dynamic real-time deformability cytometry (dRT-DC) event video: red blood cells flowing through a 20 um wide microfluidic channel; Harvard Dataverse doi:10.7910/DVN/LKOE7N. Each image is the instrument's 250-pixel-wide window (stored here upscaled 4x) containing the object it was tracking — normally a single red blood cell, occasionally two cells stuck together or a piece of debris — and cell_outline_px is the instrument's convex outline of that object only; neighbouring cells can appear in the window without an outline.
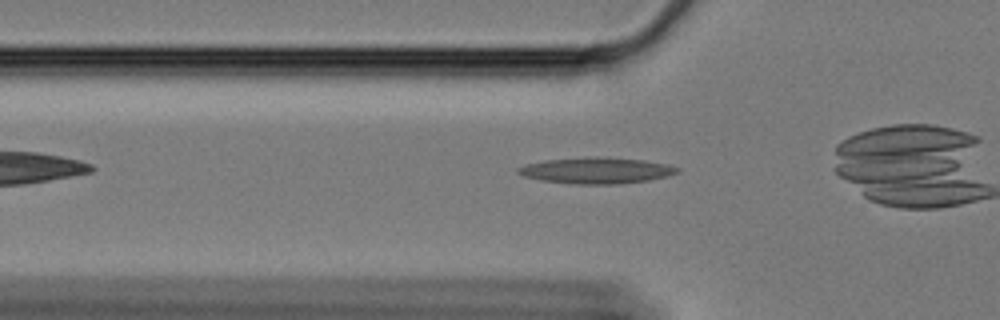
{"species": "Egyptian fruit bat (a non-hibernating species)", "species_latin": "Rousettus aegyptiacus", "temperature_condition": "cold", "stored_images_in_passage": 31, "camera_frame_rate_fps": 3000, "um_per_image_px": 0.085, "animal": {"sex": "female"}, "frame": {"image": 1, "passage_image": 3, "time_ms": 0.667, "image_size_px": [1000, 320], "cell_outline_px": [[680, 172], [668, 176], [648, 180], [616, 184], [580, 184], [540, 180], [524, 176], [516, 172], [516, 168], [524, 164], [544, 160], [588, 156], [608, 156], [644, 160], [668, 164], [680, 168]], "centroid_in_image_um": [50.7, 14.47], "position_along_channel_um": 75.1, "area_um2": 24.62}}
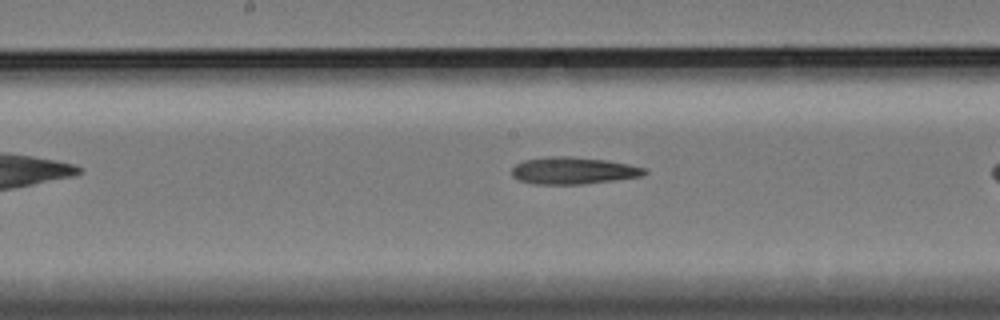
{"frame": {"image": 2, "passage_image": 14, "time_ms": 4.333, "image_size_px": [1000, 320], "cell_outline_px": [[648, 172], [640, 176], [584, 184], [532, 184], [520, 180], [512, 176], [512, 168], [516, 164], [524, 160], [544, 156], [572, 156], [608, 160], [648, 168]], "centroid_in_image_um": [48.72, 14.49], "position_along_channel_um": 199.5, "area_um2": 21.04}}
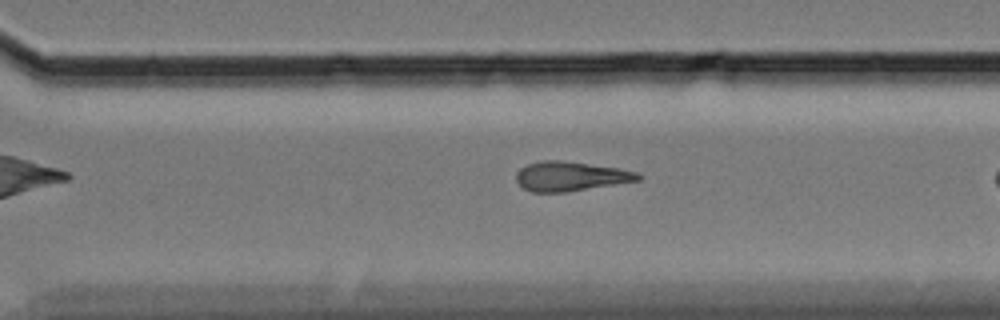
{"frame": {"image": 3, "passage_image": 25, "time_ms": 8.0, "image_size_px": [1000, 320], "cell_outline_px": [[644, 176], [640, 180], [564, 192], [532, 192], [524, 188], [516, 180], [516, 172], [520, 168], [528, 164], [540, 160], [564, 160], [620, 168], [636, 172]], "centroid_in_image_um": [48.49, 14.97], "position_along_channel_um": 322.1, "area_um2": 20.92}}